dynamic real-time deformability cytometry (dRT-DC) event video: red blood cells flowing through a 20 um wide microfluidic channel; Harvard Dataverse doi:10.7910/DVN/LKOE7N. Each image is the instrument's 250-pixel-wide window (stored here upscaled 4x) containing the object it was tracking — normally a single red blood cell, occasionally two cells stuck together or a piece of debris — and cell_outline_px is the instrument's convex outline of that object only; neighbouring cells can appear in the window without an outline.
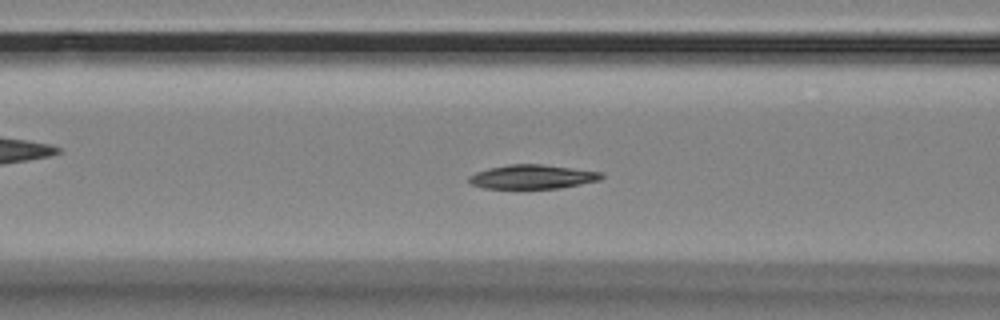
{"species": "Egyptian fruit bat (a non-hibernating species)", "species_latin": "Rousettus aegyptiacus", "temperature_condition": "room temperature", "stored_images_in_passage": 42, "camera_frame_rate_fps": 3000, "um_per_image_px": 0.085, "animal": {"sex": "female"}, "frame": {"image": 1, "passage_image": 7, "time_ms": 2.0, "image_size_px": [1000, 320], "cell_outline_px": [[604, 176], [600, 180], [560, 188], [484, 188], [472, 184], [468, 180], [468, 176], [476, 172], [488, 168], [508, 164], [544, 164], [604, 172]], "centroid_in_image_um": [45.28, 15.01], "position_along_channel_um": 121.3, "area_um2": 18.67}}
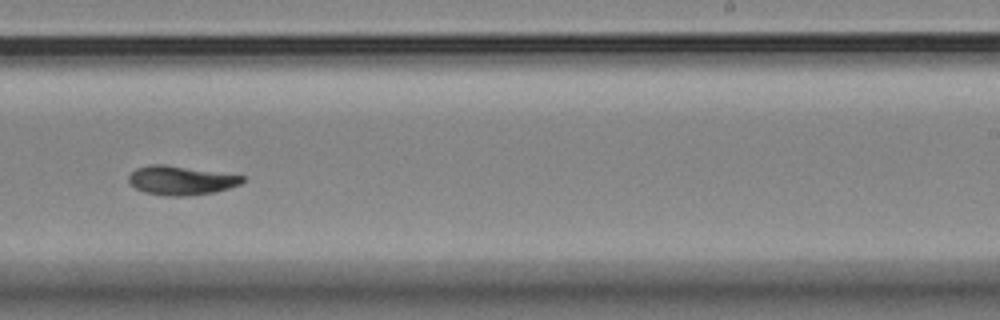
{"frame": {"image": 2, "passage_image": 20, "time_ms": 6.333, "image_size_px": [1000, 320], "cell_outline_px": [[244, 180], [240, 184], [216, 192], [188, 196], [168, 196], [144, 192], [128, 184], [128, 176], [136, 168], [152, 164], [164, 164], [244, 176]], "centroid_in_image_um": [15.34, 15.34], "position_along_channel_um": 273.7, "area_um2": 19.19}}
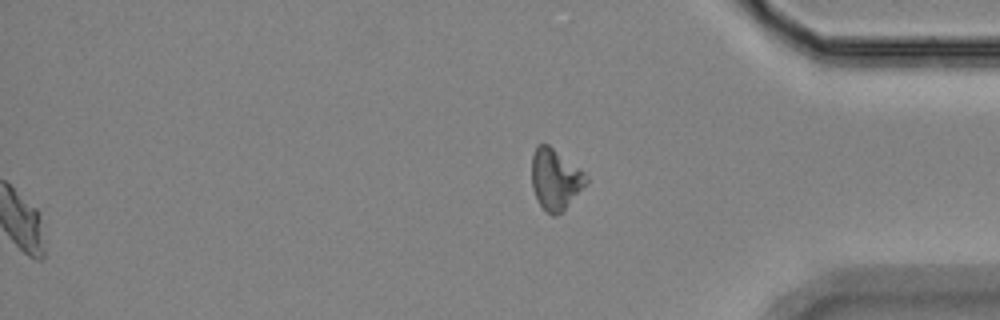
{"frame": {"image": 3, "passage_image": 42, "time_ms": 13.667, "image_size_px": [1000, 320], "cell_outline_px": [[588, 184], [564, 212], [556, 216], [552, 216], [540, 204], [532, 188], [532, 156], [536, 148], [540, 144], [548, 144], [584, 172], [588, 176]], "centroid_in_image_um": [47.24, 15.28], "position_along_channel_um": 388.0, "area_um2": 19.42}, "authors_computed_cell_mechanics": {"area_um2": 19.1029, "velocity_mm_per_s": 3.5199, "shape_relaxation_time_tau1_ms": null, "shape_relaxation_time_tau2_ms": 10.2996, "deformation_change_tau1": null, "deformation_change_tau2": 0.1164}}